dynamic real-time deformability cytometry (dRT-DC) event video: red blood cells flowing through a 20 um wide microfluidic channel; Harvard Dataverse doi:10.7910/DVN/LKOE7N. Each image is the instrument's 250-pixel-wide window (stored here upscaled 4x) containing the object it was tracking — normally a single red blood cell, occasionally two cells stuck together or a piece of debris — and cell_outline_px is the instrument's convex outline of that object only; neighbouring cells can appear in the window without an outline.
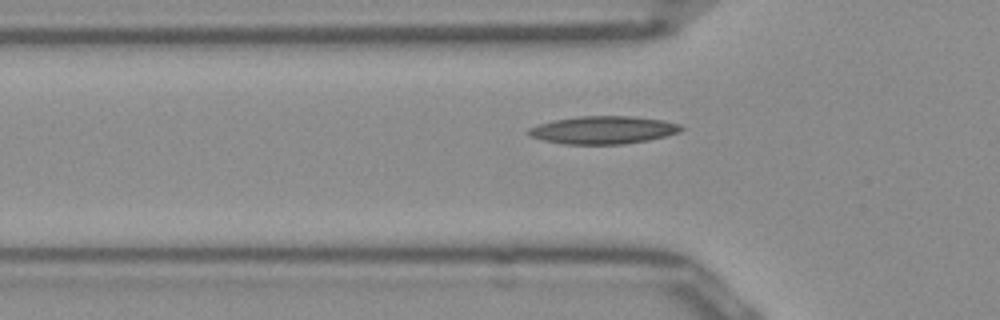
{"species": "Egyptian fruit bat (a non-hibernating species)", "species_latin": "Rousettus aegyptiacus", "temperature_condition": "room temperature", "stored_images_in_passage": 32, "camera_frame_rate_fps": 3000, "um_per_image_px": 0.085, "frame": {"image": 1, "passage_image": 4, "time_ms": 1.0, "image_size_px": [1000, 320], "cell_outline_px": [[684, 128], [680, 132], [648, 140], [624, 144], [564, 144], [544, 140], [532, 136], [524, 132], [528, 128], [552, 120], [576, 116], [632, 116], [664, 120], [680, 124]], "centroid_in_image_um": [51.27, 11.04], "position_along_channel_um": 74.5, "area_um2": 24.8}}
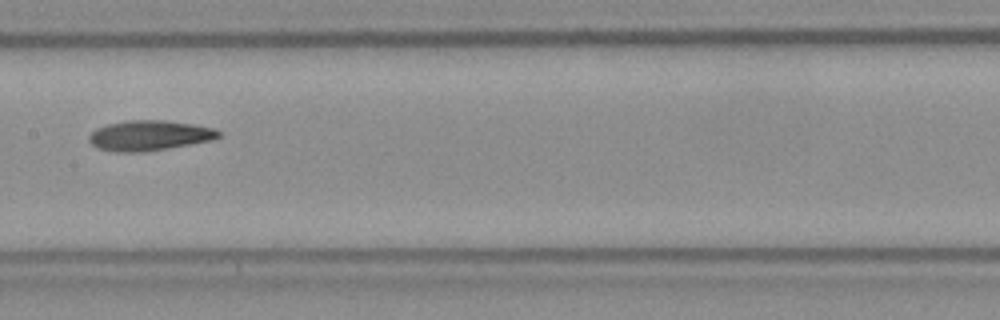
{"frame": {"image": 2, "passage_image": 13, "time_ms": 4.0, "image_size_px": [1000, 320], "cell_outline_px": [[220, 136], [212, 140], [140, 152], [116, 152], [96, 148], [88, 140], [88, 136], [96, 128], [108, 124], [124, 120], [168, 120], [196, 124], [216, 128], [220, 132]], "centroid_in_image_um": [12.68, 11.5], "position_along_channel_um": 194.7, "area_um2": 22.83}}
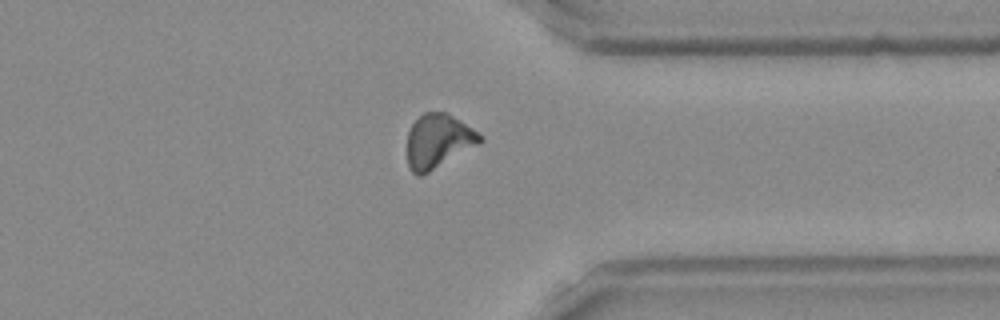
{"frame": {"image": 3, "passage_image": 27, "time_ms": 8.667, "image_size_px": [1000, 320], "cell_outline_px": [[484, 140], [480, 144], [428, 172], [420, 176], [416, 176], [408, 168], [408, 132], [412, 124], [424, 112], [444, 112], [460, 120], [484, 136]], "centroid_in_image_um": [37.26, 12.0], "position_along_channel_um": 374.1, "area_um2": 22.83}, "authors_computed_cell_mechanics": {"area_um2": 22.253, "velocity_mm_per_s": 3.9607, "shape_relaxation_time_tau1_ms": null, "shape_relaxation_time_tau2_ms": 7.5852, "deformation_change_tau1": null, "deformation_change_tau2": 0.1747}}